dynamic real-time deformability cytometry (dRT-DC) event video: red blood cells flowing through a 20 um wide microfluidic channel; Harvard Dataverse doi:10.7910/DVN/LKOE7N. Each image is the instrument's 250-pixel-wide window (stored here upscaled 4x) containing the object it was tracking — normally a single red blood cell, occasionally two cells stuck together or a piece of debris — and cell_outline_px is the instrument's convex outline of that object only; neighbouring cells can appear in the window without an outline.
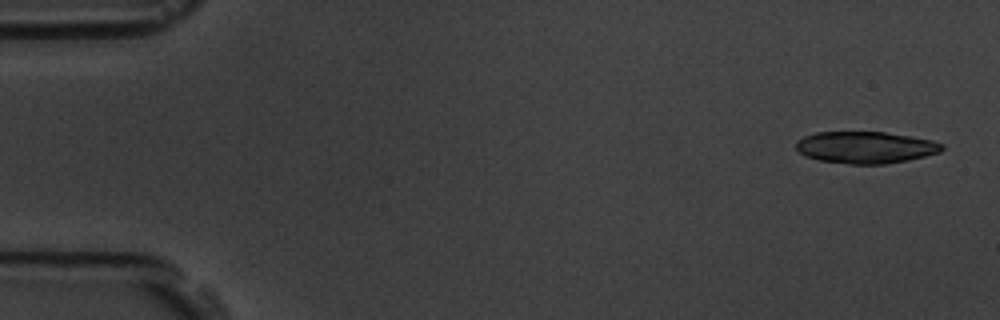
{"species": "common noctule bat (a hibernating species)", "species_latin": "Nyctalus noctula", "temperature_condition": "room temperature", "stored_images_in_passage": 6, "camera_frame_rate_fps": 3000, "um_per_image_px": 0.085, "animal": {"sex": "male", "body_mass_g": 19.5, "forearm_length_mm": 54.6}, "frame": {"image": 1, "passage_image": 1, "time_ms": 0.0, "image_size_px": [1000, 320], "cell_outline_px": [[944, 148], [940, 152], [908, 160], [884, 164], [848, 164], [820, 160], [808, 156], [800, 152], [796, 148], [796, 140], [804, 136], [816, 132], [884, 132], [932, 140], [944, 144]], "centroid_in_image_um": [73.57, 12.52], "position_along_channel_um": 11.4, "area_um2": 26.93}}
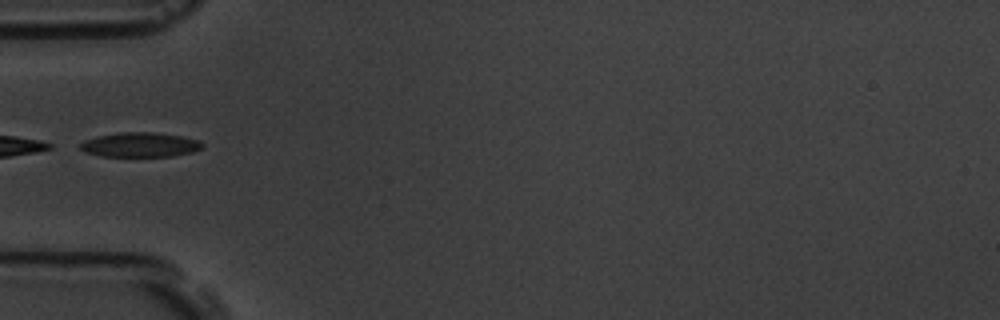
{"frame": {"image": 2, "passage_image": 5, "time_ms": 5.333, "image_size_px": [1000, 320], "cell_outline_px": [[204, 148], [192, 152], [172, 156], [100, 156], [84, 152], [80, 148], [80, 144], [84, 140], [96, 136], [120, 132], [152, 132], [180, 136], [200, 140], [204, 144]], "centroid_in_image_um": [11.91, 12.3], "position_along_channel_um": 73.1, "area_um2": 17.57}}
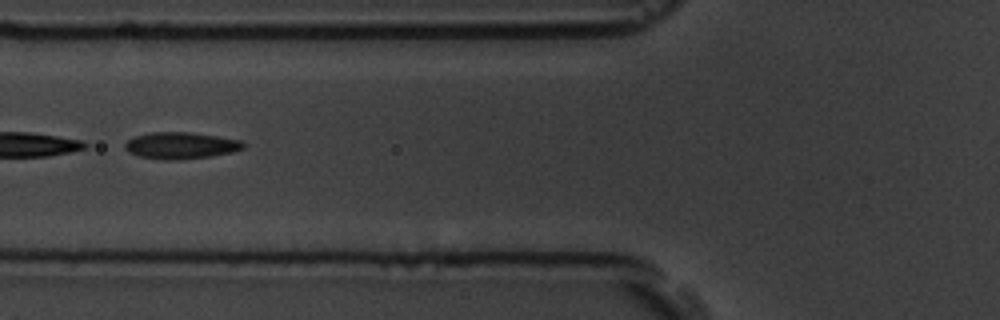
{"frame": {"image": 3, "passage_image": 6, "time_ms": 6.333, "image_size_px": [1000, 320], "cell_outline_px": [[248, 144], [244, 148], [232, 152], [212, 156], [180, 160], [160, 160], [140, 156], [128, 152], [124, 148], [124, 144], [128, 140], [136, 136], [152, 132], [188, 132], [216, 136], [240, 140]], "centroid_in_image_um": [15.38, 12.38], "position_along_channel_um": 110.4, "area_um2": 18.5}}